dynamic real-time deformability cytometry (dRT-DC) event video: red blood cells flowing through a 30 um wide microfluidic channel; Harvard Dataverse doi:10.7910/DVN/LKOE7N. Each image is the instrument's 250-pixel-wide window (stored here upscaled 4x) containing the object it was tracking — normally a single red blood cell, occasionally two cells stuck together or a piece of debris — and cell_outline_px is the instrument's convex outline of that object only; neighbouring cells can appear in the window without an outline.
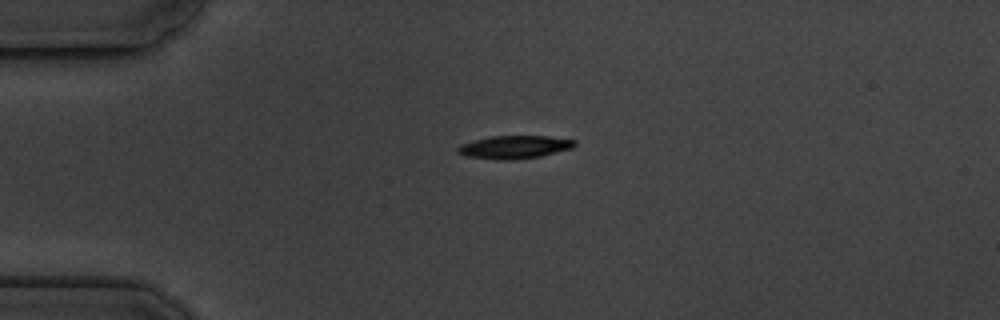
{"species": "common noctule bat (a hibernating species)", "species_latin": "Nyctalus noctula", "temperature_condition": "cold", "stored_images_in_passage": 1, "camera_frame_rate_fps": 3000, "um_per_image_px": 0.085, "animal": {"sex": "male", "body_mass_g": 19.5, "forearm_length_mm": 54.6}, "frame": {"image": 1, "passage_image": 1, "time_ms": 0.0, "image_size_px": [1000, 320], "cell_outline_px": [[576, 144], [572, 148], [540, 156], [512, 160], [496, 160], [468, 156], [456, 152], [456, 148], [460, 144], [492, 136], [548, 136], [576, 140]], "centroid_in_image_um": [43.72, 12.5], "position_along_channel_um": 41.3, "area_um2": 15.61}}